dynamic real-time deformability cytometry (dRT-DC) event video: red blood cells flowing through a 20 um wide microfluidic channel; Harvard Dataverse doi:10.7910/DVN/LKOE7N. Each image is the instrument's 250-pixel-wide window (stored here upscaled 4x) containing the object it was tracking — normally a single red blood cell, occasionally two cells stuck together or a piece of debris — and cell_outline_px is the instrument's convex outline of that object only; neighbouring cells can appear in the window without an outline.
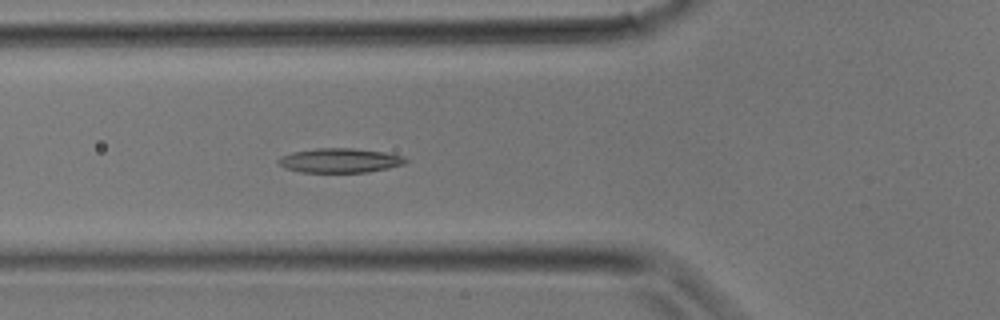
{"species": "common noctule bat (a hibernating species)", "species_latin": "Nyctalus noctula", "temperature_condition": "room temperature", "stored_images_in_passage": 32, "camera_frame_rate_fps": 3000, "um_per_image_px": 0.085, "animal": {"sex": "male", "body_mass_g": 17.9}, "frame": {"image": 1, "passage_image": 11, "time_ms": 3.333, "image_size_px": [1000, 320], "cell_outline_px": [[408, 160], [404, 164], [388, 168], [368, 172], [300, 172], [284, 168], [276, 160], [280, 156], [292, 152], [316, 148], [352, 148], [384, 152], [400, 156]], "centroid_in_image_um": [28.83, 13.64], "position_along_channel_um": 97.0, "area_um2": 18.03}}
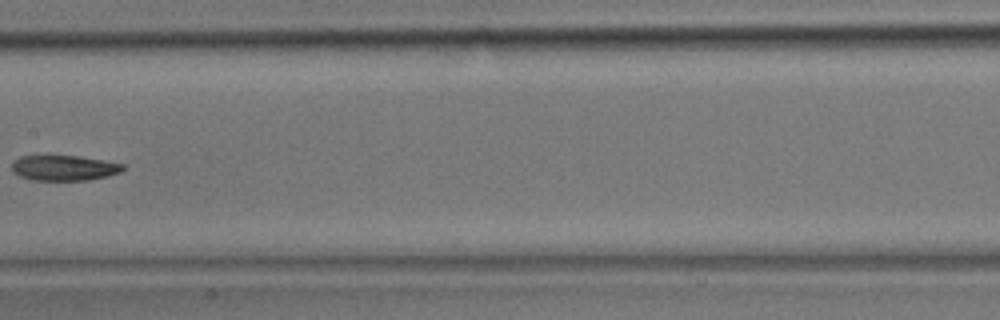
{"frame": {"image": 2, "passage_image": 16, "time_ms": 5.0, "image_size_px": [1000, 320], "cell_outline_px": [[124, 168], [120, 172], [108, 176], [88, 180], [32, 180], [20, 176], [12, 172], [12, 160], [20, 156], [48, 152], [80, 156], [104, 160], [124, 164]], "centroid_in_image_um": [5.37, 14.21], "position_along_channel_um": 202.0, "area_um2": 17.34}}
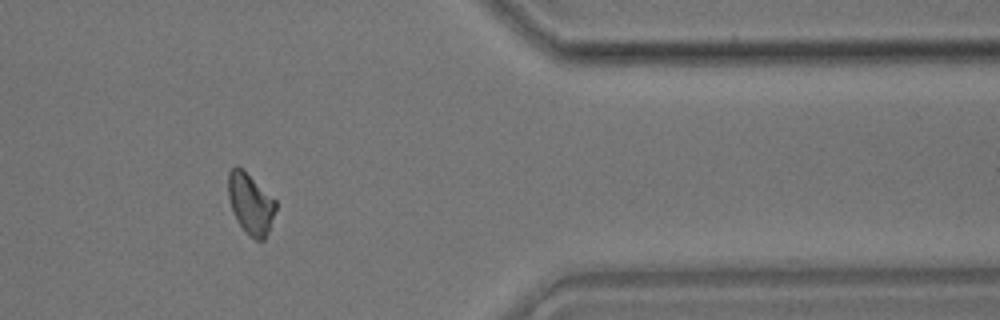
{"frame": {"image": 3, "passage_image": 26, "time_ms": 8.333, "image_size_px": [1000, 320], "cell_outline_px": [[276, 208], [268, 232], [264, 240], [256, 240], [248, 236], [244, 232], [236, 220], [228, 196], [228, 172], [236, 164], [276, 200]], "centroid_in_image_um": [21.28, 17.34], "position_along_channel_um": 390.1, "area_um2": 16.7}}